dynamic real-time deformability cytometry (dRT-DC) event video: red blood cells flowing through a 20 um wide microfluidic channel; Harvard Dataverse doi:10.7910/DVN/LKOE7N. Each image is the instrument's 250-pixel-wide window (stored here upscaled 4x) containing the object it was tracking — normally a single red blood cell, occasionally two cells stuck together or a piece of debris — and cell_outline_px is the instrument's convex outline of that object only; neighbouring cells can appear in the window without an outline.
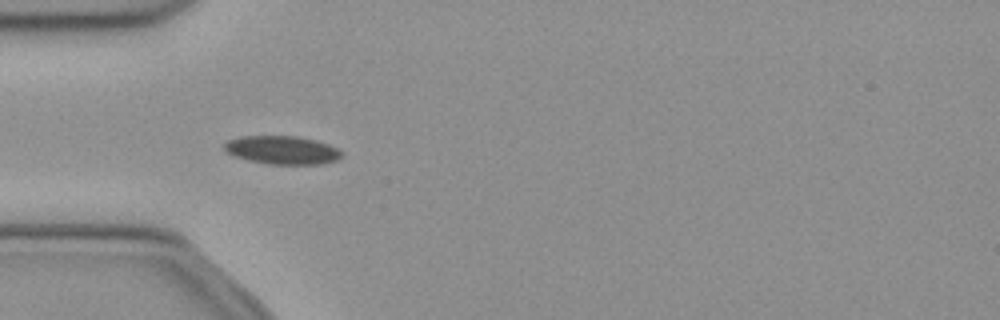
{"species": "common noctule bat (a hibernating species)", "species_latin": "Nyctalus noctula", "temperature_condition": "cold", "stored_images_in_passage": 37, "camera_frame_rate_fps": 3000, "um_per_image_px": 0.085, "animal": {"sex": "female", "body_mass_g": 21.9}, "frame": {"image": 1, "passage_image": 1, "time_ms": 0.0, "image_size_px": [1000, 320], "cell_outline_px": [[344, 156], [336, 160], [324, 164], [268, 164], [248, 160], [232, 156], [224, 152], [224, 144], [228, 140], [240, 136], [296, 136], [316, 140], [328, 144], [344, 152]], "centroid_in_image_um": [23.98, 12.76], "position_along_channel_um": 61.0, "area_um2": 19.65}}
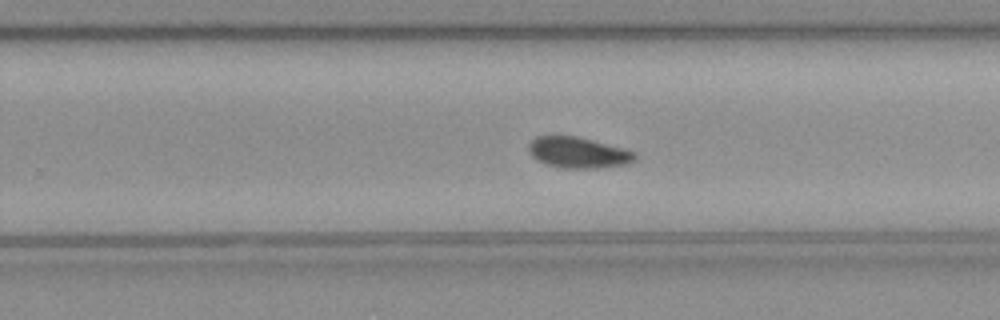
{"frame": {"image": 2, "passage_image": 18, "time_ms": 5.667, "image_size_px": [1000, 320], "cell_outline_px": [[636, 156], [628, 164], [596, 168], [564, 168], [548, 164], [532, 156], [528, 152], [528, 144], [536, 136], [552, 132], [556, 132], [576, 136], [592, 140], [636, 152]], "centroid_in_image_um": [49.06, 12.91], "position_along_channel_um": 280.7, "area_um2": 19.48}}
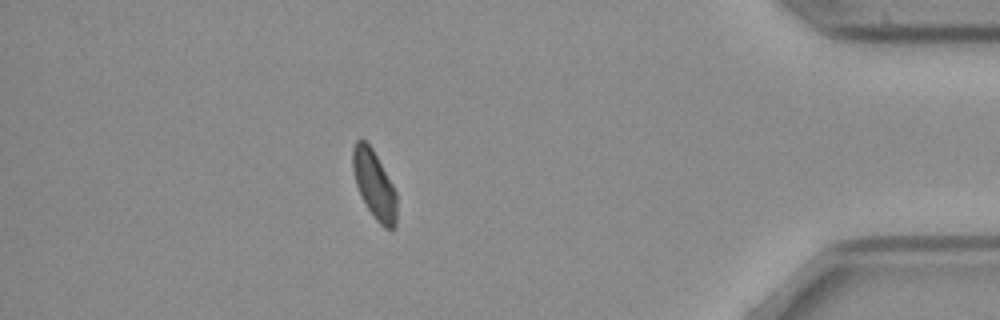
{"frame": {"image": 3, "passage_image": 31, "time_ms": 10.0, "image_size_px": [1000, 320], "cell_outline_px": [[396, 224], [392, 232], [384, 228], [376, 220], [368, 208], [356, 184], [352, 168], [352, 148], [356, 140], [364, 140], [372, 148], [392, 184], [396, 192]], "centroid_in_image_um": [31.82, 15.71], "position_along_channel_um": 403.4, "area_um2": 17.28}, "authors_computed_cell_mechanics": {"area_um2": 19.074, "velocity_mm_per_s": 3.9012, "shape_relaxation_time_tau1_ms": 4.2816, "shape_relaxation_time_tau2_ms": null, "deformation_change_tau1": 0.0734, "deformation_change_tau2": null}}